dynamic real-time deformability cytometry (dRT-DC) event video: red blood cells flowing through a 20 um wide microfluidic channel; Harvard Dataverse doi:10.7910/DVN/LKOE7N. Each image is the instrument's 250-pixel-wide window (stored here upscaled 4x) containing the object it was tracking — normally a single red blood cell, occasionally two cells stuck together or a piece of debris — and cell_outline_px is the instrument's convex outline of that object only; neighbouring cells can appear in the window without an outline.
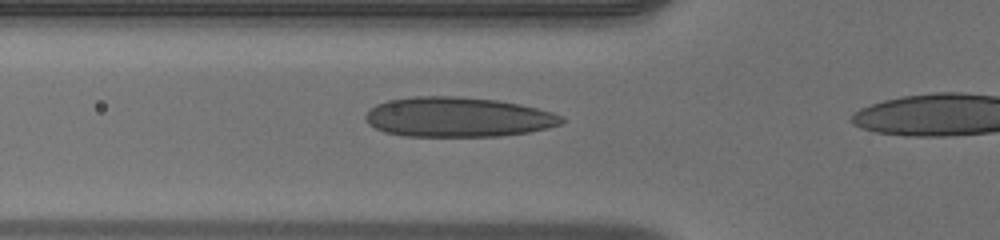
{"species": "human", "species_latin": "Homo sapiens", "temperature_condition": "warm", "stored_images_in_passage": 28, "camera_frame_rate_fps": 3000, "um_per_image_px": 0.085, "donor": {"sex": "male"}, "frame": {"image": 1, "passage_image": 5, "time_ms": 1.333, "image_size_px": [1000, 240], "cell_outline_px": [[564, 120], [560, 124], [548, 128], [528, 132], [500, 136], [404, 136], [384, 132], [368, 124], [364, 116], [368, 108], [376, 104], [388, 100], [416, 96], [456, 96], [496, 100], [520, 104], [552, 112], [564, 116]], "centroid_in_image_um": [38.89, 9.95], "position_along_channel_um": 86.9, "area_um2": 45.66}}
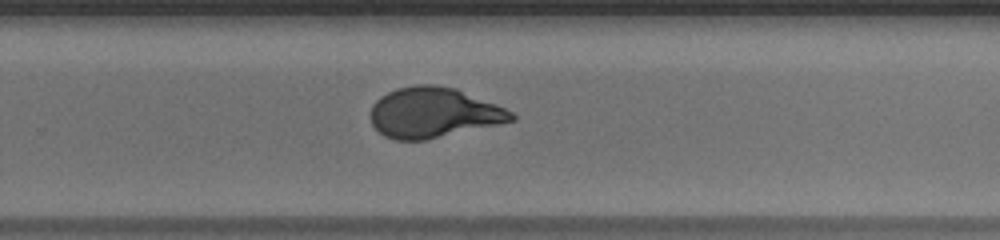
{"frame": {"image": 2, "passage_image": 20, "time_ms": 6.333, "image_size_px": [1000, 240], "cell_outline_px": [[516, 120], [424, 140], [396, 140], [384, 136], [372, 124], [372, 104], [380, 96], [396, 88], [416, 84], [432, 84], [456, 88], [496, 104], [512, 112], [516, 116]], "centroid_in_image_um": [36.84, 9.56], "position_along_channel_um": 293.0, "area_um2": 40.98}}
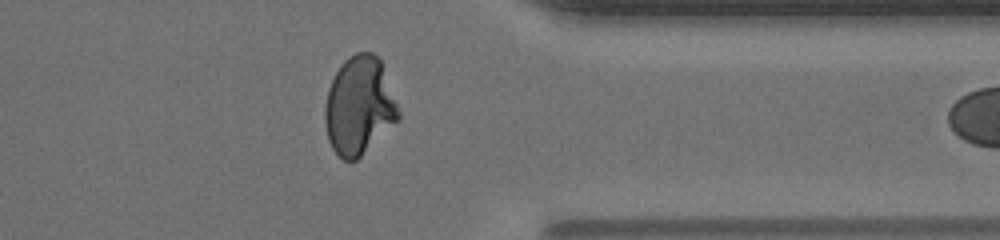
{"frame": {"image": 3, "passage_image": 27, "time_ms": 8.667, "image_size_px": [1000, 240], "cell_outline_px": [[400, 120], [356, 160], [344, 160], [332, 148], [328, 140], [324, 120], [324, 108], [328, 88], [340, 64], [348, 56], [356, 52], [372, 52], [380, 60], [400, 112]], "centroid_in_image_um": [30.52, 9.0], "position_along_channel_um": 380.9, "area_um2": 41.96}}